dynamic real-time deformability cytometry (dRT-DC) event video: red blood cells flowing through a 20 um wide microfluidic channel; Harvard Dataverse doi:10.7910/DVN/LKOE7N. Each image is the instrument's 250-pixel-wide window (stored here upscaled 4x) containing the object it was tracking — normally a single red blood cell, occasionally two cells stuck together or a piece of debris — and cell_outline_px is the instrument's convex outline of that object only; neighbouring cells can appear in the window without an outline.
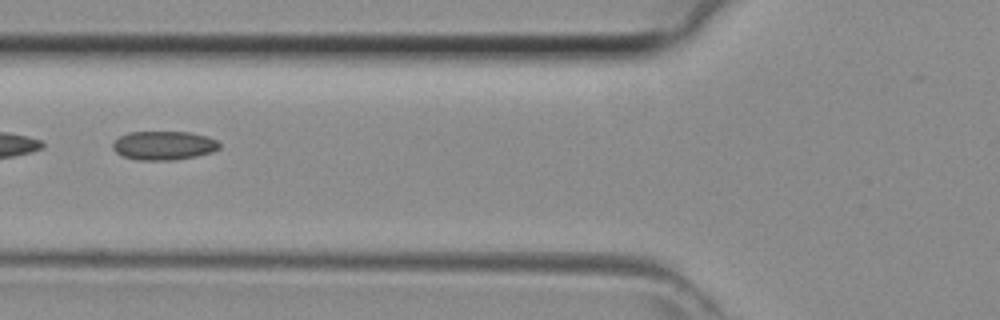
{"species": "common noctule bat (a hibernating species)", "species_latin": "Nyctalus noctula", "temperature_condition": "room temperature", "stored_images_in_passage": 31, "camera_frame_rate_fps": 3000, "um_per_image_px": 0.085, "animal": {"sex": "female", "body_mass_g": 29.2, "forearm_length_mm": 56.3}, "frame": {"image": 1, "passage_image": 9, "time_ms": 2.667, "image_size_px": [1000, 320], "cell_outline_px": [[220, 148], [212, 152], [196, 156], [172, 160], [140, 160], [124, 156], [116, 152], [112, 148], [112, 144], [120, 136], [128, 132], [192, 132], [208, 136], [216, 140], [220, 144]], "centroid_in_image_um": [13.94, 12.36], "position_along_channel_um": 111.9, "area_um2": 17.92}}
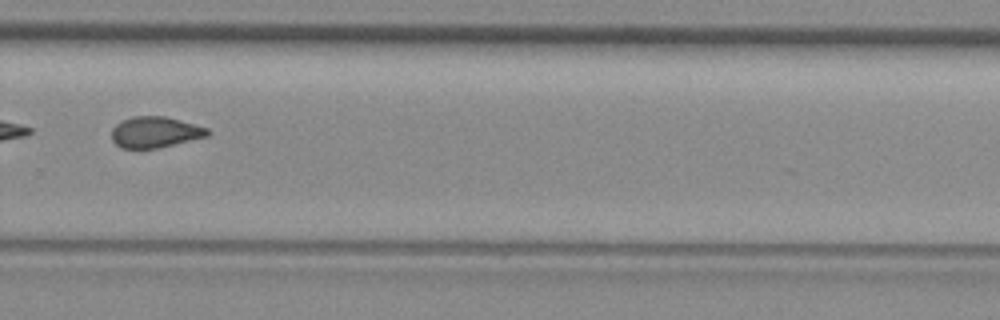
{"frame": {"image": 2, "passage_image": 22, "time_ms": 7.0, "image_size_px": [1000, 320], "cell_outline_px": [[208, 136], [156, 148], [120, 148], [112, 140], [112, 128], [120, 120], [132, 116], [164, 116], [208, 128]], "centroid_in_image_um": [13.13, 11.22], "position_along_channel_um": 316.7, "area_um2": 17.17}}